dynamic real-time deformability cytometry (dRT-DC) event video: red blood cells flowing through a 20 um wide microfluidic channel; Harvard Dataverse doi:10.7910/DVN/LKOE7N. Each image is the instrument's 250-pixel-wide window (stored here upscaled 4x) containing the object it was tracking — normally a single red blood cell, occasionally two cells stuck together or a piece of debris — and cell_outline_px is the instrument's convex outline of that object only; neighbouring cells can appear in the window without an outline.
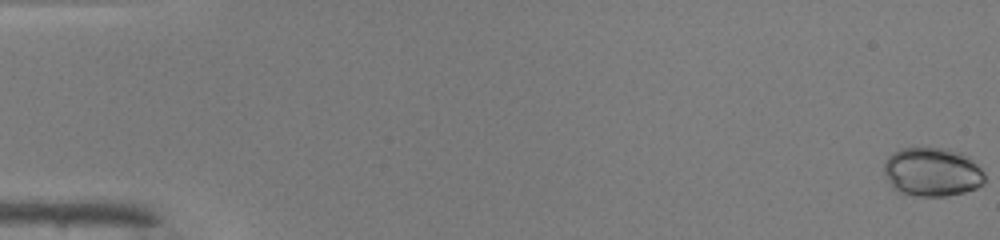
{"species": "common noctule bat (a hibernating species)", "species_latin": "Nyctalus noctula", "temperature_condition": "warm", "stored_images_in_passage": 50, "camera_frame_rate_fps": 3000, "um_per_image_px": 0.085, "animal": {"sex": "male", "body_mass_g": 19.0, "forearm_length_mm": 50.8}, "frame": {"image": 1, "passage_image": 1, "time_ms": 0.0, "image_size_px": [1000, 240], "cell_outline_px": [[984, 184], [976, 188], [964, 192], [944, 196], [920, 196], [896, 192], [892, 188], [884, 172], [884, 160], [892, 152], [900, 148], [944, 148], [964, 152], [984, 172]], "centroid_in_image_um": [79.22, 14.61], "position_along_channel_um": 5.8, "area_um2": 28.96}}
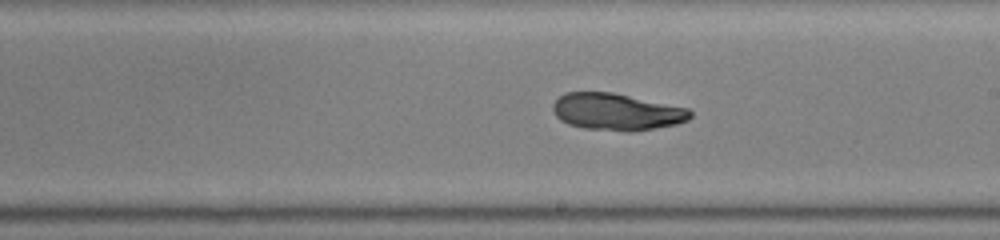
{"frame": {"image": 2, "passage_image": 30, "time_ms": 9.667, "image_size_px": [1000, 240], "cell_outline_px": [[692, 116], [688, 120], [676, 124], [632, 132], [628, 132], [584, 128], [568, 124], [560, 120], [556, 116], [552, 108], [552, 104], [564, 92], [612, 92], [688, 108], [692, 112]], "centroid_in_image_um": [52.4, 9.51], "position_along_channel_um": 236.6, "area_um2": 29.59}}
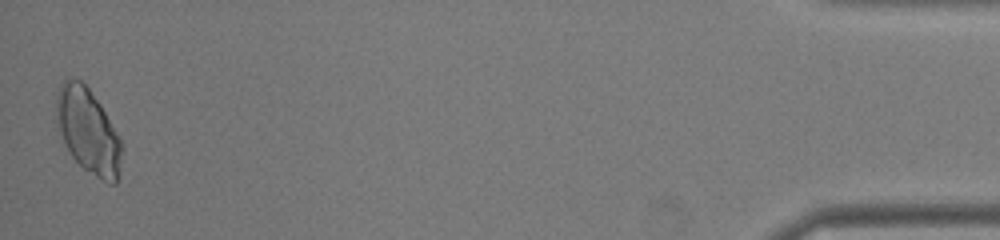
{"frame": {"image": 3, "passage_image": 50, "time_ms": 16.333, "image_size_px": [1000, 240], "cell_outline_px": [[124, 148], [116, 184], [108, 184], [84, 168], [72, 156], [64, 140], [56, 116], [56, 92], [64, 80], [80, 80], [88, 88], [100, 104], [120, 136]], "centroid_in_image_um": [7.54, 11.15], "position_along_channel_um": 427.7, "area_um2": 31.91}, "authors_computed_cell_mechanics": {"area_um2": 29.2468, "velocity_mm_per_s": 4.1403, "shape_relaxation_time_tau1_ms": 7.4888, "shape_relaxation_time_tau2_ms": 2.4178, "deformation_change_tau1": 0.1322, "deformation_change_tau2": 0.0574}}